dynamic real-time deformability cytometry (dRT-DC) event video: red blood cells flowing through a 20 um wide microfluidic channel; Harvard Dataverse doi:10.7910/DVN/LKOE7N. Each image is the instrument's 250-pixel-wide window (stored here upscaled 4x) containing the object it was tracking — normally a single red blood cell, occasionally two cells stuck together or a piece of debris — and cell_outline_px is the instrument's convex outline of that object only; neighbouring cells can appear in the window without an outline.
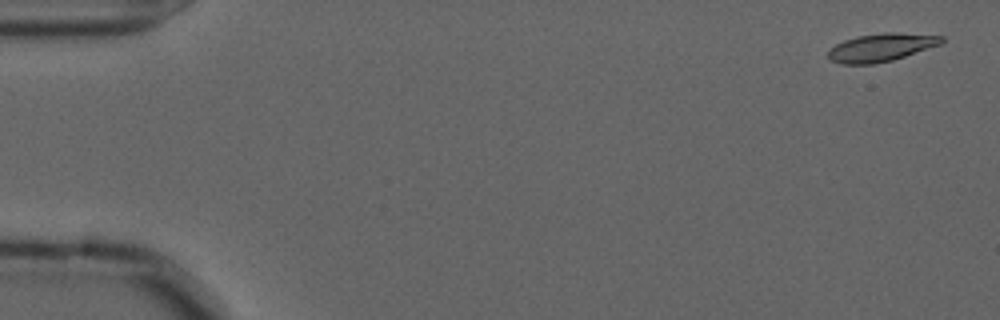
{"species": "common noctule bat (a hibernating species)", "species_latin": "Nyctalus noctula", "temperature_condition": "cold", "stored_images_in_passage": 56, "camera_frame_rate_fps": 3000, "um_per_image_px": 0.085, "animal": {"sex": "male", "forearm_length_mm": 52.5}, "frame": {"image": 1, "passage_image": 2, "time_ms": 0.333, "image_size_px": [1000, 320], "cell_outline_px": [[944, 40], [940, 44], [892, 60], [872, 64], [840, 64], [832, 60], [828, 56], [828, 52], [836, 44], [844, 40], [856, 36], [884, 32], [896, 32], [944, 36]], "centroid_in_image_um": [74.89, 4.02], "position_along_channel_um": 10.1, "area_um2": 18.32}}
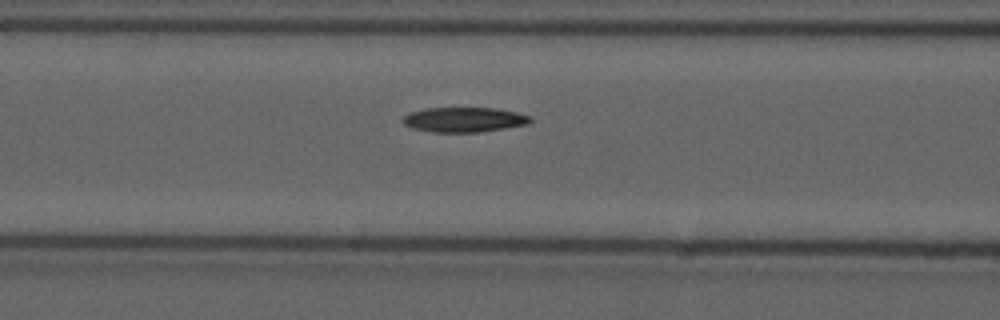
{"frame": {"image": 2, "passage_image": 23, "time_ms": 7.333, "image_size_px": [1000, 320], "cell_outline_px": [[532, 120], [528, 124], [480, 132], [432, 132], [412, 128], [404, 124], [400, 120], [404, 116], [412, 112], [428, 108], [496, 108], [516, 112], [532, 116]], "centroid_in_image_um": [39.46, 10.17], "position_along_channel_um": 127.1, "area_um2": 18.44}}
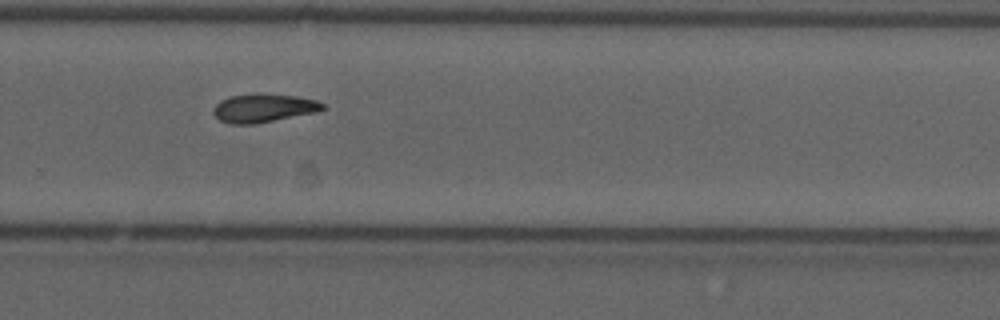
{"frame": {"image": 3, "passage_image": 38, "time_ms": 12.333, "image_size_px": [1000, 320], "cell_outline_px": [[328, 108], [316, 112], [256, 124], [232, 124], [220, 120], [212, 112], [216, 104], [220, 100], [228, 96], [256, 92], [260, 92], [296, 96], [316, 100], [324, 104]], "centroid_in_image_um": [22.4, 9.16], "position_along_channel_um": 307.4, "area_um2": 18.5}}